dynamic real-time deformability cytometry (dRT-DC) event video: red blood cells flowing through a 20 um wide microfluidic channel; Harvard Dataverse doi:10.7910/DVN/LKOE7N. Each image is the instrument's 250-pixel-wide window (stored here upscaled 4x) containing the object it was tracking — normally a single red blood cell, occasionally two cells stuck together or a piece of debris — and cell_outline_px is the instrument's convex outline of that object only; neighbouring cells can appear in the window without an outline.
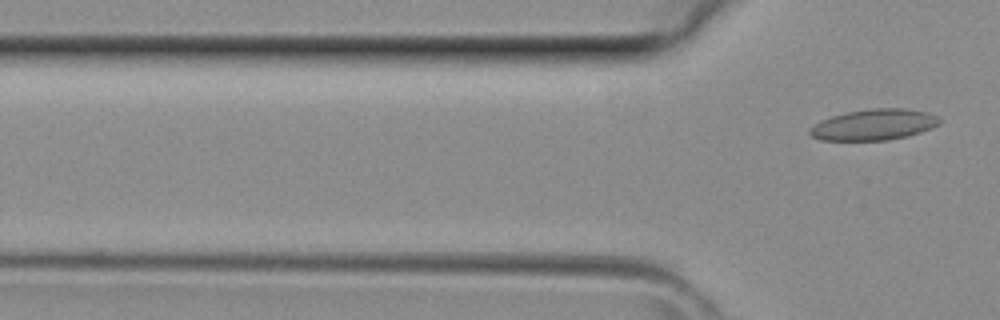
{"species": "common noctule bat (a hibernating species)", "species_latin": "Nyctalus noctula", "temperature_condition": "room temperature", "stored_images_in_passage": 2, "camera_frame_rate_fps": 3000, "um_per_image_px": 0.085, "animal": {"sex": "female", "body_mass_g": 29.2, "forearm_length_mm": 56.3}, "frame": {"image": 1, "passage_image": 2, "time_ms": 0.333, "image_size_px": [1000, 320], "cell_outline_px": [[940, 124], [932, 128], [908, 136], [888, 140], [820, 140], [812, 136], [808, 132], [808, 128], [820, 120], [832, 116], [848, 112], [872, 108], [904, 108], [928, 112], [936, 116], [940, 120]], "centroid_in_image_um": [74.27, 10.6], "position_along_channel_um": 51.5, "area_um2": 23.47}}